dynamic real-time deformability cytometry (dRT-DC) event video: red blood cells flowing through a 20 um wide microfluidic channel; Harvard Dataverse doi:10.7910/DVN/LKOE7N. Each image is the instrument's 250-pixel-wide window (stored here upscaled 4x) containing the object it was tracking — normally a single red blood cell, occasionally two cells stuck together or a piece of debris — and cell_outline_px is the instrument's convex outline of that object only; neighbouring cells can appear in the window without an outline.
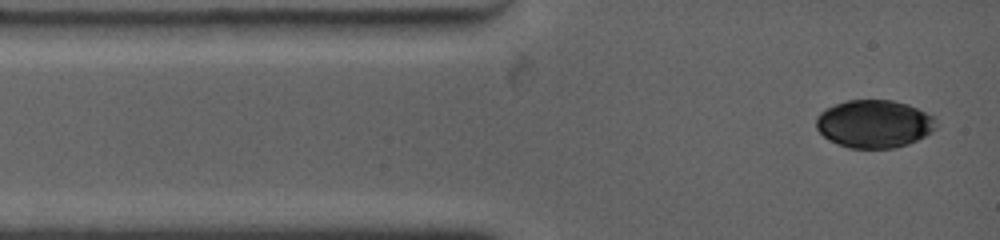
{"species": "common noctule bat (a hibernating species)", "species_latin": "Nyctalus noctula", "temperature_condition": "warm", "stored_images_in_passage": 4, "camera_frame_rate_fps": 4500, "um_per_image_px": 0.085, "animal": {"sex": "female", "body_mass_g": 19.0, "forearm_length_mm": 53.3}, "frame": {"image": 1, "passage_image": 1, "time_ms": 0.0, "image_size_px": [1000, 240], "cell_outline_px": [[936, 128], [932, 132], [908, 144], [896, 148], [848, 148], [828, 140], [816, 128], [816, 116], [820, 112], [836, 104], [848, 100], [892, 100], [908, 104], [936, 116]], "centroid_in_image_um": [74.32, 10.53], "position_along_channel_um": 10.7, "area_um2": 33.64}}
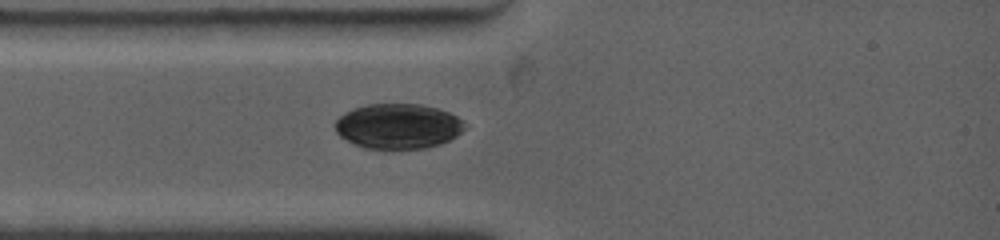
{"frame": {"image": 2, "passage_image": 4, "time_ms": 2.0, "image_size_px": [1000, 240], "cell_outline_px": [[464, 128], [456, 136], [440, 144], [424, 148], [364, 148], [340, 136], [336, 132], [336, 120], [340, 116], [352, 108], [368, 104], [420, 104], [436, 108], [448, 112], [456, 116], [464, 124]], "centroid_in_image_um": [33.82, 10.71], "position_along_channel_um": 51.2, "area_um2": 33.58}}